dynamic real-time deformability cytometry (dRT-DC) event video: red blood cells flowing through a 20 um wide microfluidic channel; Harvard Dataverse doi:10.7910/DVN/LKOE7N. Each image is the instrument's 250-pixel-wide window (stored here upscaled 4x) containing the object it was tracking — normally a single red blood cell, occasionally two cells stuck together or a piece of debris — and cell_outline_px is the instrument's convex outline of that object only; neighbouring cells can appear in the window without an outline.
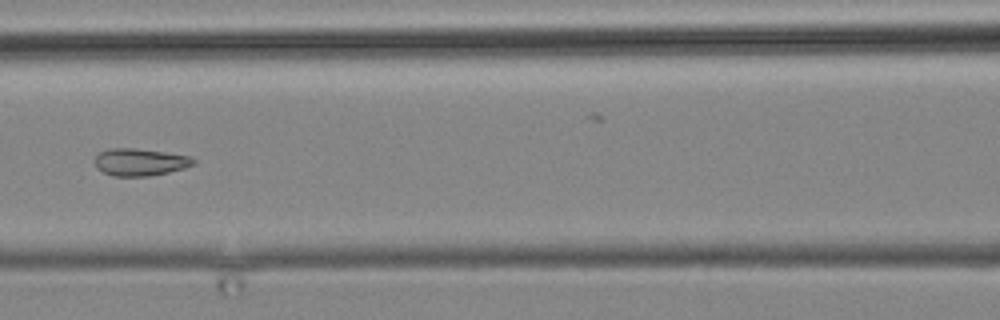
{"species": "common noctule bat (a hibernating species)", "species_latin": "Nyctalus noctula", "temperature_condition": "cold", "stored_images_in_passage": 11, "camera_frame_rate_fps": 3000, "um_per_image_px": 0.085, "animal": {"sex": "male", "body_mass_g": 19.2, "forearm_length_mm": 51.8}, "frame": {"image": 1, "passage_image": 10, "time_ms": 11.333, "image_size_px": [1000, 320], "cell_outline_px": [[196, 164], [184, 168], [168, 172], [148, 176], [112, 176], [96, 168], [92, 160], [100, 152], [108, 148], [132, 148], [164, 152], [192, 156], [196, 160]], "centroid_in_image_um": [11.89, 13.77], "position_along_channel_um": 154.7, "area_um2": 15.84}}
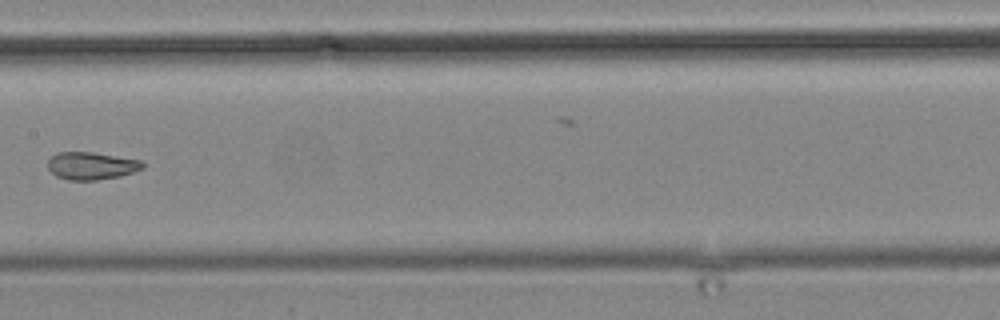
{"frame": {"image": 2, "passage_image": 11, "time_ms": 12.667, "image_size_px": [1000, 320], "cell_outline_px": [[144, 168], [120, 176], [96, 180], [68, 180], [56, 176], [48, 168], [48, 160], [56, 152], [92, 152], [144, 160]], "centroid_in_image_um": [7.79, 14.08], "position_along_channel_um": 199.6, "area_um2": 15.32}}